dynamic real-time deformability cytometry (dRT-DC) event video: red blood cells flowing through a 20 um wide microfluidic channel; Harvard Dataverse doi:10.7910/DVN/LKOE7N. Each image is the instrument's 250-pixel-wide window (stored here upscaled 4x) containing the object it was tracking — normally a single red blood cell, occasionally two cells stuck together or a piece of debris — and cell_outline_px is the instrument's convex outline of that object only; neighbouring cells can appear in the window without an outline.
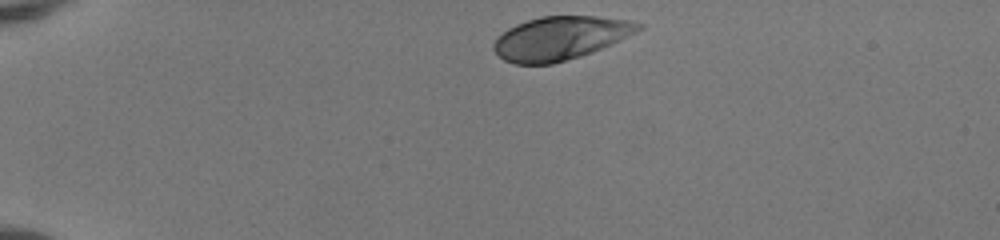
{"species": "human", "species_latin": "Homo sapiens", "temperature_condition": "room temperature", "stored_images_in_passage": 40, "camera_frame_rate_fps": 3000, "um_per_image_px": 0.085, "donor": {"sex": "female"}, "frame": {"image": 1, "passage_image": 1, "time_ms": 0.0, "image_size_px": [1000, 240], "cell_outline_px": [[644, 28], [636, 32], [600, 48], [580, 56], [552, 64], [516, 64], [504, 60], [492, 48], [492, 44], [496, 36], [508, 28], [516, 24], [540, 16], [596, 16], [628, 20], [644, 24]], "centroid_in_image_um": [47.58, 3.23], "position_along_channel_um": 37.4, "area_um2": 36.41}}
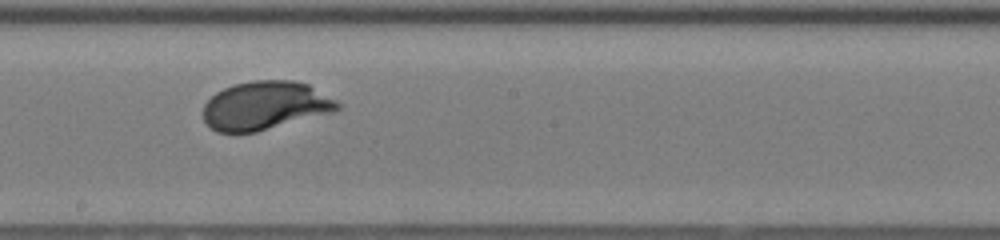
{"frame": {"image": 2, "passage_image": 20, "time_ms": 6.333, "image_size_px": [1000, 240], "cell_outline_px": [[340, 108], [332, 112], [256, 132], [216, 132], [204, 120], [204, 104], [216, 92], [224, 88], [236, 84], [252, 80], [292, 80], [308, 84], [336, 100], [340, 104]], "centroid_in_image_um": [22.53, 8.97], "position_along_channel_um": 225.7, "area_um2": 37.63}}
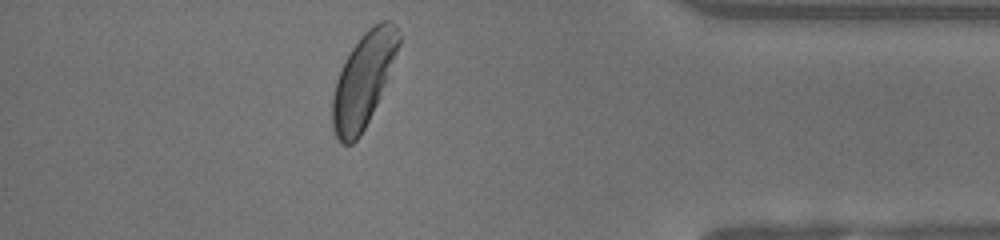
{"frame": {"image": 3, "passage_image": 35, "time_ms": 11.333, "image_size_px": [1000, 240], "cell_outline_px": [[400, 44], [380, 96], [360, 136], [352, 144], [340, 144], [332, 128], [332, 100], [336, 80], [352, 48], [360, 36], [368, 28], [380, 20], [392, 20], [396, 24], [400, 36]], "centroid_in_image_um": [30.88, 6.78], "position_along_channel_um": 404.3, "area_um2": 35.72}, "authors_computed_cell_mechanics": {"area_um2": 37.4255, "velocity_mm_per_s": 4.0706, "shape_relaxation_time_tau1_ms": 2.0419, "shape_relaxation_time_tau2_ms": null, "deformation_change_tau1": 0.1515, "deformation_change_tau2": null}}